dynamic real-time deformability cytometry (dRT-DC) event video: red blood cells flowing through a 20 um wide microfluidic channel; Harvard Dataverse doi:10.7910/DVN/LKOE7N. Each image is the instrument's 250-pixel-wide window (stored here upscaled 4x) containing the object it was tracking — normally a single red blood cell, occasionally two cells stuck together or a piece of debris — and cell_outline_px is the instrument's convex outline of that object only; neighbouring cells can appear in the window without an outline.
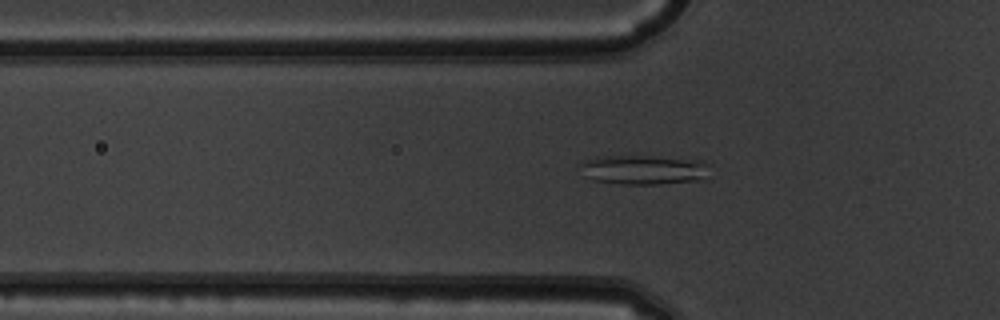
{"species": "common noctule bat (a hibernating species)", "species_latin": "Nyctalus noctula", "temperature_condition": "warm", "stored_images_in_passage": 52, "camera_frame_rate_fps": 3000, "um_per_image_px": 0.085, "animal": {"sex": "male", "body_mass_g": 19.5, "forearm_length_mm": 54.6}, "frame": {"image": 1, "passage_image": 18, "time_ms": 5.667, "image_size_px": [1000, 320], "cell_outline_px": [[708, 164], [704, 180], [656, 184], [620, 184], [592, 180], [576, 164], [596, 156], [644, 156], [704, 160]], "centroid_in_image_um": [54.69, 14.42], "position_along_channel_um": 71.1, "area_um2": 22.25}}
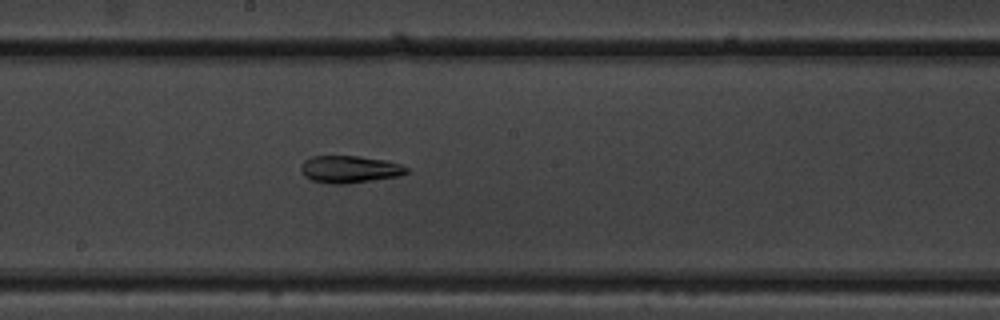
{"frame": {"image": 2, "passage_image": 29, "time_ms": 9.333, "image_size_px": [1000, 320], "cell_outline_px": [[408, 172], [400, 176], [348, 184], [332, 184], [312, 180], [304, 176], [300, 172], [300, 164], [304, 160], [312, 156], [360, 156], [384, 160], [400, 164], [408, 168]], "centroid_in_image_um": [29.69, 14.39], "position_along_channel_um": 218.5, "area_um2": 16.94}}
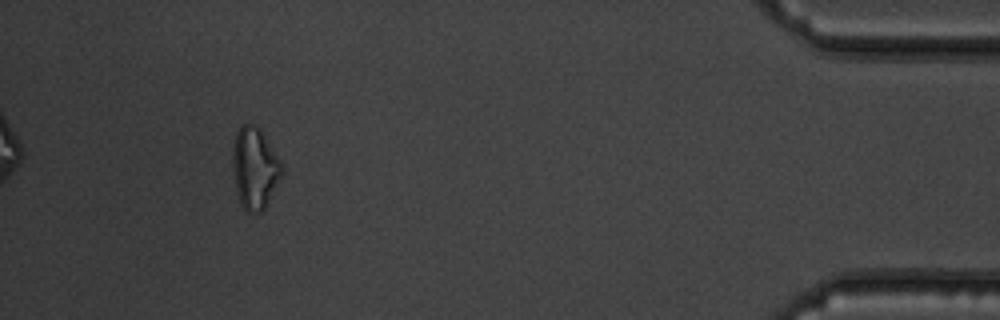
{"frame": {"image": 3, "passage_image": 48, "time_ms": 15.667, "image_size_px": [1000, 320], "cell_outline_px": [[284, 172], [264, 208], [260, 212], [244, 212], [240, 204], [236, 192], [232, 164], [232, 144], [236, 132], [240, 124], [256, 124], [260, 128], [280, 160], [284, 168]], "centroid_in_image_um": [21.63, 14.27], "position_along_channel_um": 413.6, "area_um2": 23.7}}